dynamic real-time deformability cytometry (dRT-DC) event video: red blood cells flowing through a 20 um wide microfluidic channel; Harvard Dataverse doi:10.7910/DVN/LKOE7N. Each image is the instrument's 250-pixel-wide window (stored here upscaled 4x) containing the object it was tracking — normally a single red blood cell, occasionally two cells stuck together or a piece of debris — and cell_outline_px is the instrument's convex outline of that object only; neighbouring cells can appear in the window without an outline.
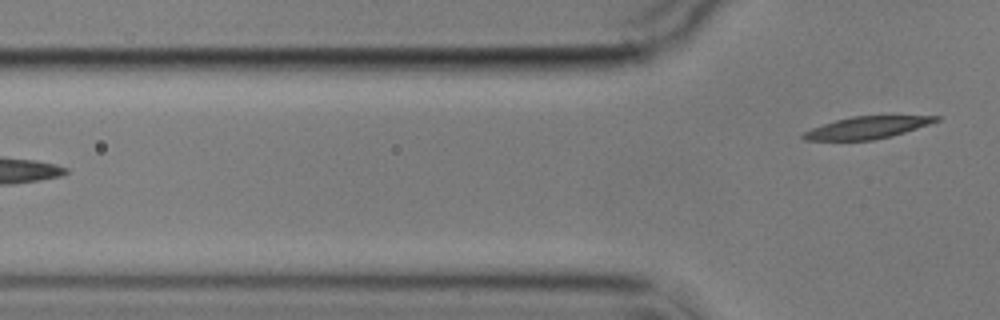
{"species": "common noctule bat (a hibernating species)", "species_latin": "Nyctalus noctula", "temperature_condition": "cold", "stored_images_in_passage": 4, "camera_frame_rate_fps": 3000, "um_per_image_px": 0.085, "animal": {"sex": "male", "body_mass_g": 17.9}, "frame": {"image": 1, "passage_image": 4, "time_ms": 3.667, "image_size_px": [1000, 320], "cell_outline_px": [[940, 120], [892, 136], [872, 140], [804, 140], [800, 136], [804, 132], [812, 128], [836, 120], [852, 116], [940, 116]], "centroid_in_image_um": [73.67, 10.85], "position_along_channel_um": 52.1, "area_um2": 16.82}}